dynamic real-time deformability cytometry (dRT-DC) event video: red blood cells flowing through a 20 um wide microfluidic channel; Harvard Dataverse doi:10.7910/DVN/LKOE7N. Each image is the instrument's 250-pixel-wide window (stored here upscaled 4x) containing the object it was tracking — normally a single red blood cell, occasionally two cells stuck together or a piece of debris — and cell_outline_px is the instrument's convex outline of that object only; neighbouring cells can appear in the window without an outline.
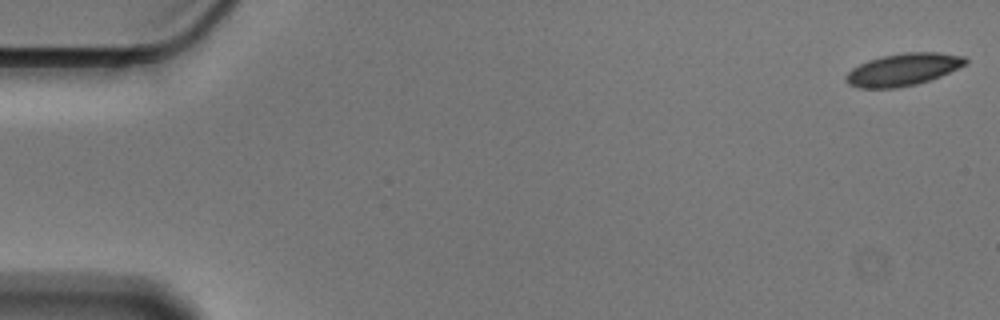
{"species": "Egyptian fruit bat (a non-hibernating species)", "species_latin": "Rousettus aegyptiacus", "temperature_condition": "cold", "stored_images_in_passage": 56, "camera_frame_rate_fps": 3000, "um_per_image_px": 0.085, "animal": {"sex": "male"}, "frame": {"image": 1, "passage_image": 1, "time_ms": 0.0, "image_size_px": [1000, 320], "cell_outline_px": [[968, 64], [940, 76], [916, 84], [896, 88], [860, 88], [848, 84], [844, 80], [844, 76], [852, 68], [868, 60], [880, 56], [904, 52], [940, 52], [964, 56], [968, 60]], "centroid_in_image_um": [76.76, 5.9], "position_along_channel_um": 8.2, "area_um2": 22.66}}
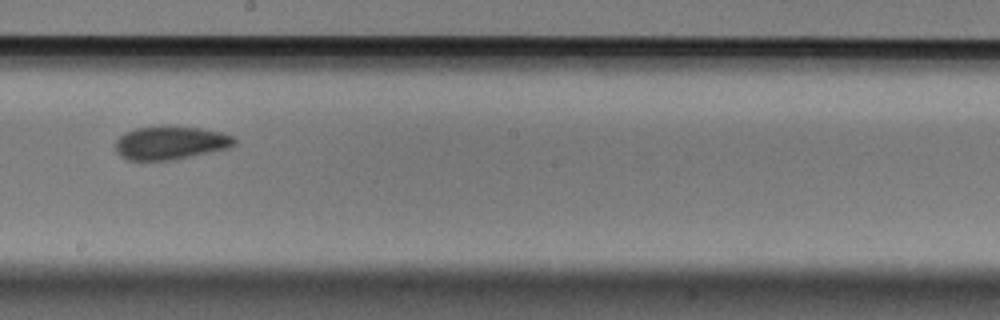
{"frame": {"image": 2, "passage_image": 32, "time_ms": 10.333, "image_size_px": [1000, 320], "cell_outline_px": [[236, 144], [228, 148], [212, 152], [176, 160], [128, 160], [120, 156], [116, 152], [112, 144], [124, 132], [136, 128], [168, 124], [200, 128], [220, 132], [236, 136]], "centroid_in_image_um": [14.47, 12.13], "position_along_channel_um": 233.7, "area_um2": 23.93}}
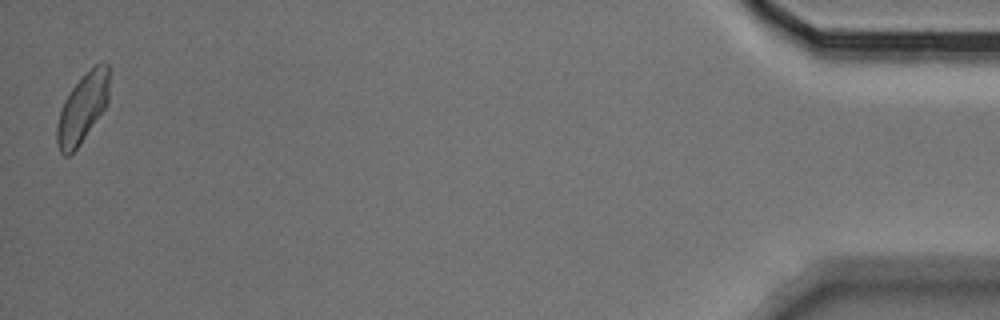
{"frame": {"image": 3, "passage_image": 56, "time_ms": 18.333, "image_size_px": [1000, 320], "cell_outline_px": [[108, 100], [104, 108], [80, 144], [68, 156], [64, 156], [60, 152], [56, 144], [56, 128], [60, 112], [64, 100], [72, 88], [96, 64], [108, 64]], "centroid_in_image_um": [6.98, 9.25], "position_along_channel_um": 428.2, "area_um2": 20.4}, "authors_computed_cell_mechanics": {"area_um2": 22.7443, "velocity_mm_per_s": 3.5453, "shape_relaxation_time_tau1_ms": 4.6748, "shape_relaxation_time_tau2_ms": 3.3787, "deformation_change_tau1": 0.1064, "deformation_change_tau2": 0.0889}}